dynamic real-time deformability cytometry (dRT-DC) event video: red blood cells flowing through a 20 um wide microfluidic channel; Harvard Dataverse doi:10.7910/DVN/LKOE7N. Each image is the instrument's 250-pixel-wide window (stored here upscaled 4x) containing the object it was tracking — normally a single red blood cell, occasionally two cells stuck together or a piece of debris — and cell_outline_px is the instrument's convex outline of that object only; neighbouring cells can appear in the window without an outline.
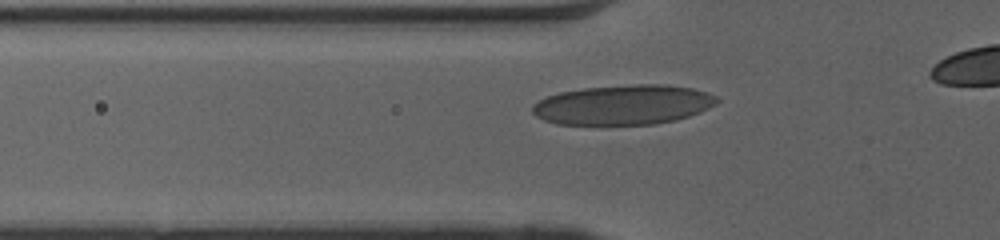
{"species": "human", "species_latin": "Homo sapiens", "temperature_condition": "cold", "stored_images_in_passage": 33, "camera_frame_rate_fps": 3000, "um_per_image_px": 0.085, "donor": {"sex": "female"}, "frame": {"image": 1, "passage_image": 6, "time_ms": 1.667, "image_size_px": [1000, 240], "cell_outline_px": [[720, 100], [716, 104], [700, 112], [676, 120], [656, 124], [556, 124], [544, 120], [536, 116], [532, 112], [532, 104], [548, 96], [560, 92], [584, 88], [636, 84], [664, 84], [692, 88], [716, 96]], "centroid_in_image_um": [52.98, 8.91], "position_along_channel_um": 72.8, "area_um2": 42.66}}
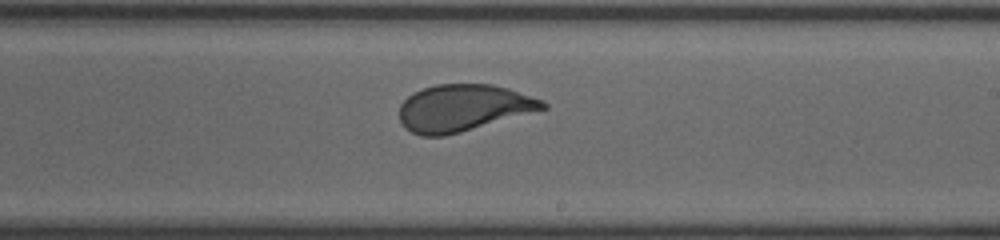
{"frame": {"image": 2, "passage_image": 19, "time_ms": 6.0, "image_size_px": [1000, 240], "cell_outline_px": [[548, 108], [460, 132], [444, 136], [420, 136], [404, 128], [400, 120], [400, 104], [408, 96], [424, 88], [436, 84], [492, 84], [508, 88], [544, 100], [548, 104]], "centroid_in_image_um": [39.38, 9.17], "position_along_channel_um": 249.6, "area_um2": 39.02}}
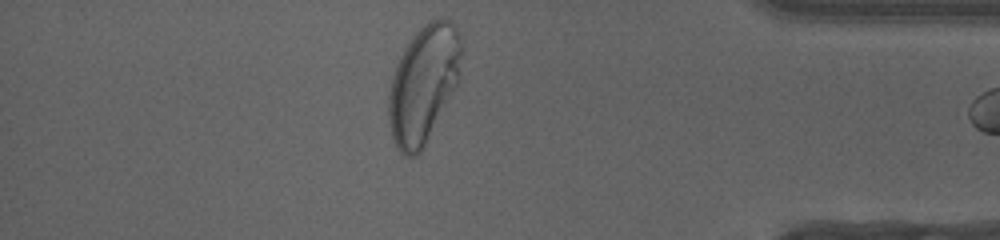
{"frame": {"image": 3, "passage_image": 32, "time_ms": 10.333, "image_size_px": [1000, 240], "cell_outline_px": [[460, 80], [456, 88], [424, 148], [416, 156], [404, 156], [396, 148], [392, 136], [388, 116], [388, 96], [392, 76], [396, 64], [404, 48], [412, 36], [428, 20], [448, 20], [456, 28], [460, 36]], "centroid_in_image_um": [35.98, 7.2], "position_along_channel_um": 399.2, "area_um2": 49.94}}